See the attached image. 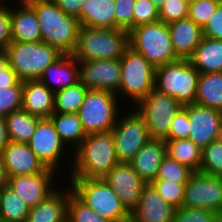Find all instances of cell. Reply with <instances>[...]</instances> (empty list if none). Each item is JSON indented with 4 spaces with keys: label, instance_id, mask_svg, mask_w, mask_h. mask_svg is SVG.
Returning a JSON list of instances; mask_svg holds the SVG:
<instances>
[{
    "label": "cell",
    "instance_id": "obj_1",
    "mask_svg": "<svg viewBox=\"0 0 222 222\" xmlns=\"http://www.w3.org/2000/svg\"><path fill=\"white\" fill-rule=\"evenodd\" d=\"M71 154L69 178H103L119 163L111 131L87 135Z\"/></svg>",
    "mask_w": 222,
    "mask_h": 222
},
{
    "label": "cell",
    "instance_id": "obj_2",
    "mask_svg": "<svg viewBox=\"0 0 222 222\" xmlns=\"http://www.w3.org/2000/svg\"><path fill=\"white\" fill-rule=\"evenodd\" d=\"M38 18L41 42L62 54H73L78 44L80 21L61 10L52 0H27Z\"/></svg>",
    "mask_w": 222,
    "mask_h": 222
},
{
    "label": "cell",
    "instance_id": "obj_3",
    "mask_svg": "<svg viewBox=\"0 0 222 222\" xmlns=\"http://www.w3.org/2000/svg\"><path fill=\"white\" fill-rule=\"evenodd\" d=\"M72 192L99 216L111 222H130V212L104 178H68Z\"/></svg>",
    "mask_w": 222,
    "mask_h": 222
},
{
    "label": "cell",
    "instance_id": "obj_4",
    "mask_svg": "<svg viewBox=\"0 0 222 222\" xmlns=\"http://www.w3.org/2000/svg\"><path fill=\"white\" fill-rule=\"evenodd\" d=\"M129 47V31L81 26L73 53L77 61L120 59Z\"/></svg>",
    "mask_w": 222,
    "mask_h": 222
},
{
    "label": "cell",
    "instance_id": "obj_5",
    "mask_svg": "<svg viewBox=\"0 0 222 222\" xmlns=\"http://www.w3.org/2000/svg\"><path fill=\"white\" fill-rule=\"evenodd\" d=\"M8 65L21 81L39 79L63 54L44 42H11L5 49Z\"/></svg>",
    "mask_w": 222,
    "mask_h": 222
},
{
    "label": "cell",
    "instance_id": "obj_6",
    "mask_svg": "<svg viewBox=\"0 0 222 222\" xmlns=\"http://www.w3.org/2000/svg\"><path fill=\"white\" fill-rule=\"evenodd\" d=\"M121 82L117 97L137 106L154 90L156 68L141 54L128 47L120 58ZM122 94V95H121ZM124 96V97H123ZM130 100V101H129Z\"/></svg>",
    "mask_w": 222,
    "mask_h": 222
},
{
    "label": "cell",
    "instance_id": "obj_7",
    "mask_svg": "<svg viewBox=\"0 0 222 222\" xmlns=\"http://www.w3.org/2000/svg\"><path fill=\"white\" fill-rule=\"evenodd\" d=\"M199 76L188 59H178L156 68L154 89L174 97L183 106L194 104Z\"/></svg>",
    "mask_w": 222,
    "mask_h": 222
},
{
    "label": "cell",
    "instance_id": "obj_8",
    "mask_svg": "<svg viewBox=\"0 0 222 222\" xmlns=\"http://www.w3.org/2000/svg\"><path fill=\"white\" fill-rule=\"evenodd\" d=\"M129 47L141 53L155 68L180 59L174 51L168 25L162 21L132 28Z\"/></svg>",
    "mask_w": 222,
    "mask_h": 222
},
{
    "label": "cell",
    "instance_id": "obj_9",
    "mask_svg": "<svg viewBox=\"0 0 222 222\" xmlns=\"http://www.w3.org/2000/svg\"><path fill=\"white\" fill-rule=\"evenodd\" d=\"M116 94L103 90H88L77 115L86 135L112 131L121 111Z\"/></svg>",
    "mask_w": 222,
    "mask_h": 222
},
{
    "label": "cell",
    "instance_id": "obj_10",
    "mask_svg": "<svg viewBox=\"0 0 222 222\" xmlns=\"http://www.w3.org/2000/svg\"><path fill=\"white\" fill-rule=\"evenodd\" d=\"M119 114L112 129L118 162L130 163L136 153L151 139L144 118L132 106ZM121 115V116H120Z\"/></svg>",
    "mask_w": 222,
    "mask_h": 222
},
{
    "label": "cell",
    "instance_id": "obj_11",
    "mask_svg": "<svg viewBox=\"0 0 222 222\" xmlns=\"http://www.w3.org/2000/svg\"><path fill=\"white\" fill-rule=\"evenodd\" d=\"M183 107L174 97L154 89L135 109L144 118L151 138L165 139L174 116Z\"/></svg>",
    "mask_w": 222,
    "mask_h": 222
},
{
    "label": "cell",
    "instance_id": "obj_12",
    "mask_svg": "<svg viewBox=\"0 0 222 222\" xmlns=\"http://www.w3.org/2000/svg\"><path fill=\"white\" fill-rule=\"evenodd\" d=\"M183 207H201L222 216V177L193 172L185 185Z\"/></svg>",
    "mask_w": 222,
    "mask_h": 222
},
{
    "label": "cell",
    "instance_id": "obj_13",
    "mask_svg": "<svg viewBox=\"0 0 222 222\" xmlns=\"http://www.w3.org/2000/svg\"><path fill=\"white\" fill-rule=\"evenodd\" d=\"M27 144L46 168L56 172L59 168L62 169L61 160L64 153L69 152V148L61 141L50 118H42L38 122L35 132Z\"/></svg>",
    "mask_w": 222,
    "mask_h": 222
},
{
    "label": "cell",
    "instance_id": "obj_14",
    "mask_svg": "<svg viewBox=\"0 0 222 222\" xmlns=\"http://www.w3.org/2000/svg\"><path fill=\"white\" fill-rule=\"evenodd\" d=\"M80 82L90 90L118 93L121 82L120 59L78 61Z\"/></svg>",
    "mask_w": 222,
    "mask_h": 222
},
{
    "label": "cell",
    "instance_id": "obj_15",
    "mask_svg": "<svg viewBox=\"0 0 222 222\" xmlns=\"http://www.w3.org/2000/svg\"><path fill=\"white\" fill-rule=\"evenodd\" d=\"M188 139L201 149L221 138L222 111L199 104L188 105Z\"/></svg>",
    "mask_w": 222,
    "mask_h": 222
},
{
    "label": "cell",
    "instance_id": "obj_16",
    "mask_svg": "<svg viewBox=\"0 0 222 222\" xmlns=\"http://www.w3.org/2000/svg\"><path fill=\"white\" fill-rule=\"evenodd\" d=\"M55 175H57L56 171L46 168L43 172L33 175L9 177L7 186L31 208L45 200L58 188L54 185Z\"/></svg>",
    "mask_w": 222,
    "mask_h": 222
},
{
    "label": "cell",
    "instance_id": "obj_17",
    "mask_svg": "<svg viewBox=\"0 0 222 222\" xmlns=\"http://www.w3.org/2000/svg\"><path fill=\"white\" fill-rule=\"evenodd\" d=\"M103 178L131 213L147 185L133 170L131 163L119 162Z\"/></svg>",
    "mask_w": 222,
    "mask_h": 222
},
{
    "label": "cell",
    "instance_id": "obj_18",
    "mask_svg": "<svg viewBox=\"0 0 222 222\" xmlns=\"http://www.w3.org/2000/svg\"><path fill=\"white\" fill-rule=\"evenodd\" d=\"M175 211L176 208L147 184L142 190L137 206L130 213V222H172Z\"/></svg>",
    "mask_w": 222,
    "mask_h": 222
},
{
    "label": "cell",
    "instance_id": "obj_19",
    "mask_svg": "<svg viewBox=\"0 0 222 222\" xmlns=\"http://www.w3.org/2000/svg\"><path fill=\"white\" fill-rule=\"evenodd\" d=\"M1 154L9 177L33 175L46 169L27 143L10 141Z\"/></svg>",
    "mask_w": 222,
    "mask_h": 222
},
{
    "label": "cell",
    "instance_id": "obj_20",
    "mask_svg": "<svg viewBox=\"0 0 222 222\" xmlns=\"http://www.w3.org/2000/svg\"><path fill=\"white\" fill-rule=\"evenodd\" d=\"M166 156L164 139L151 138L136 153L130 162L133 170L146 183L150 184L155 180L163 158Z\"/></svg>",
    "mask_w": 222,
    "mask_h": 222
},
{
    "label": "cell",
    "instance_id": "obj_21",
    "mask_svg": "<svg viewBox=\"0 0 222 222\" xmlns=\"http://www.w3.org/2000/svg\"><path fill=\"white\" fill-rule=\"evenodd\" d=\"M39 80L54 93L80 81L79 65L73 54H63L48 66Z\"/></svg>",
    "mask_w": 222,
    "mask_h": 222
},
{
    "label": "cell",
    "instance_id": "obj_22",
    "mask_svg": "<svg viewBox=\"0 0 222 222\" xmlns=\"http://www.w3.org/2000/svg\"><path fill=\"white\" fill-rule=\"evenodd\" d=\"M72 192L59 187L45 200L31 207L26 222H67L68 199Z\"/></svg>",
    "mask_w": 222,
    "mask_h": 222
},
{
    "label": "cell",
    "instance_id": "obj_23",
    "mask_svg": "<svg viewBox=\"0 0 222 222\" xmlns=\"http://www.w3.org/2000/svg\"><path fill=\"white\" fill-rule=\"evenodd\" d=\"M16 7L11 1L12 42H39L41 31L35 10L27 2ZM14 6V7H13Z\"/></svg>",
    "mask_w": 222,
    "mask_h": 222
},
{
    "label": "cell",
    "instance_id": "obj_24",
    "mask_svg": "<svg viewBox=\"0 0 222 222\" xmlns=\"http://www.w3.org/2000/svg\"><path fill=\"white\" fill-rule=\"evenodd\" d=\"M21 109L40 118H50L54 113V92L39 79L23 81Z\"/></svg>",
    "mask_w": 222,
    "mask_h": 222
},
{
    "label": "cell",
    "instance_id": "obj_25",
    "mask_svg": "<svg viewBox=\"0 0 222 222\" xmlns=\"http://www.w3.org/2000/svg\"><path fill=\"white\" fill-rule=\"evenodd\" d=\"M167 25L176 55L180 59H188L200 44L203 37L202 29L189 18Z\"/></svg>",
    "mask_w": 222,
    "mask_h": 222
},
{
    "label": "cell",
    "instance_id": "obj_26",
    "mask_svg": "<svg viewBox=\"0 0 222 222\" xmlns=\"http://www.w3.org/2000/svg\"><path fill=\"white\" fill-rule=\"evenodd\" d=\"M188 60L200 74L222 72V40L202 37Z\"/></svg>",
    "mask_w": 222,
    "mask_h": 222
},
{
    "label": "cell",
    "instance_id": "obj_27",
    "mask_svg": "<svg viewBox=\"0 0 222 222\" xmlns=\"http://www.w3.org/2000/svg\"><path fill=\"white\" fill-rule=\"evenodd\" d=\"M81 26L116 29L115 0H87L81 9Z\"/></svg>",
    "mask_w": 222,
    "mask_h": 222
},
{
    "label": "cell",
    "instance_id": "obj_28",
    "mask_svg": "<svg viewBox=\"0 0 222 222\" xmlns=\"http://www.w3.org/2000/svg\"><path fill=\"white\" fill-rule=\"evenodd\" d=\"M50 119L54 123L61 141L67 148L73 149L72 151H74L87 136L77 113L54 112L50 116Z\"/></svg>",
    "mask_w": 222,
    "mask_h": 222
},
{
    "label": "cell",
    "instance_id": "obj_29",
    "mask_svg": "<svg viewBox=\"0 0 222 222\" xmlns=\"http://www.w3.org/2000/svg\"><path fill=\"white\" fill-rule=\"evenodd\" d=\"M195 103L222 111V72L200 74Z\"/></svg>",
    "mask_w": 222,
    "mask_h": 222
},
{
    "label": "cell",
    "instance_id": "obj_30",
    "mask_svg": "<svg viewBox=\"0 0 222 222\" xmlns=\"http://www.w3.org/2000/svg\"><path fill=\"white\" fill-rule=\"evenodd\" d=\"M42 118L31 115L23 109L4 117L9 141L27 143Z\"/></svg>",
    "mask_w": 222,
    "mask_h": 222
},
{
    "label": "cell",
    "instance_id": "obj_31",
    "mask_svg": "<svg viewBox=\"0 0 222 222\" xmlns=\"http://www.w3.org/2000/svg\"><path fill=\"white\" fill-rule=\"evenodd\" d=\"M166 155L193 172L200 170L202 149L189 139L165 140Z\"/></svg>",
    "mask_w": 222,
    "mask_h": 222
},
{
    "label": "cell",
    "instance_id": "obj_32",
    "mask_svg": "<svg viewBox=\"0 0 222 222\" xmlns=\"http://www.w3.org/2000/svg\"><path fill=\"white\" fill-rule=\"evenodd\" d=\"M30 207L8 186L0 190V220L26 222Z\"/></svg>",
    "mask_w": 222,
    "mask_h": 222
},
{
    "label": "cell",
    "instance_id": "obj_33",
    "mask_svg": "<svg viewBox=\"0 0 222 222\" xmlns=\"http://www.w3.org/2000/svg\"><path fill=\"white\" fill-rule=\"evenodd\" d=\"M87 89L80 81L54 93V112L77 113L84 101Z\"/></svg>",
    "mask_w": 222,
    "mask_h": 222
},
{
    "label": "cell",
    "instance_id": "obj_34",
    "mask_svg": "<svg viewBox=\"0 0 222 222\" xmlns=\"http://www.w3.org/2000/svg\"><path fill=\"white\" fill-rule=\"evenodd\" d=\"M199 172L222 177V139L213 141L202 149Z\"/></svg>",
    "mask_w": 222,
    "mask_h": 222
},
{
    "label": "cell",
    "instance_id": "obj_35",
    "mask_svg": "<svg viewBox=\"0 0 222 222\" xmlns=\"http://www.w3.org/2000/svg\"><path fill=\"white\" fill-rule=\"evenodd\" d=\"M192 173L193 171L190 168L166 155L162 160L155 180L187 183Z\"/></svg>",
    "mask_w": 222,
    "mask_h": 222
},
{
    "label": "cell",
    "instance_id": "obj_36",
    "mask_svg": "<svg viewBox=\"0 0 222 222\" xmlns=\"http://www.w3.org/2000/svg\"><path fill=\"white\" fill-rule=\"evenodd\" d=\"M67 222H111L99 216L83 203L73 192L68 199Z\"/></svg>",
    "mask_w": 222,
    "mask_h": 222
},
{
    "label": "cell",
    "instance_id": "obj_37",
    "mask_svg": "<svg viewBox=\"0 0 222 222\" xmlns=\"http://www.w3.org/2000/svg\"><path fill=\"white\" fill-rule=\"evenodd\" d=\"M150 185L168 204L176 209L182 207L186 183H176L168 180H154Z\"/></svg>",
    "mask_w": 222,
    "mask_h": 222
},
{
    "label": "cell",
    "instance_id": "obj_38",
    "mask_svg": "<svg viewBox=\"0 0 222 222\" xmlns=\"http://www.w3.org/2000/svg\"><path fill=\"white\" fill-rule=\"evenodd\" d=\"M23 81L15 86L0 88V116L5 117L11 112L22 108Z\"/></svg>",
    "mask_w": 222,
    "mask_h": 222
},
{
    "label": "cell",
    "instance_id": "obj_39",
    "mask_svg": "<svg viewBox=\"0 0 222 222\" xmlns=\"http://www.w3.org/2000/svg\"><path fill=\"white\" fill-rule=\"evenodd\" d=\"M221 3L219 0H197L191 2L188 5V18L202 29Z\"/></svg>",
    "mask_w": 222,
    "mask_h": 222
},
{
    "label": "cell",
    "instance_id": "obj_40",
    "mask_svg": "<svg viewBox=\"0 0 222 222\" xmlns=\"http://www.w3.org/2000/svg\"><path fill=\"white\" fill-rule=\"evenodd\" d=\"M222 216L201 207H181L176 209L172 222H218Z\"/></svg>",
    "mask_w": 222,
    "mask_h": 222
},
{
    "label": "cell",
    "instance_id": "obj_41",
    "mask_svg": "<svg viewBox=\"0 0 222 222\" xmlns=\"http://www.w3.org/2000/svg\"><path fill=\"white\" fill-rule=\"evenodd\" d=\"M159 21V10L151 0H136L133 12V28Z\"/></svg>",
    "mask_w": 222,
    "mask_h": 222
},
{
    "label": "cell",
    "instance_id": "obj_42",
    "mask_svg": "<svg viewBox=\"0 0 222 222\" xmlns=\"http://www.w3.org/2000/svg\"><path fill=\"white\" fill-rule=\"evenodd\" d=\"M188 5L186 0H166L159 10V21L168 24L188 18Z\"/></svg>",
    "mask_w": 222,
    "mask_h": 222
},
{
    "label": "cell",
    "instance_id": "obj_43",
    "mask_svg": "<svg viewBox=\"0 0 222 222\" xmlns=\"http://www.w3.org/2000/svg\"><path fill=\"white\" fill-rule=\"evenodd\" d=\"M136 0H115L116 29L130 31L133 28V12Z\"/></svg>",
    "mask_w": 222,
    "mask_h": 222
},
{
    "label": "cell",
    "instance_id": "obj_44",
    "mask_svg": "<svg viewBox=\"0 0 222 222\" xmlns=\"http://www.w3.org/2000/svg\"><path fill=\"white\" fill-rule=\"evenodd\" d=\"M188 105H185L173 118L168 136L164 140L188 139Z\"/></svg>",
    "mask_w": 222,
    "mask_h": 222
},
{
    "label": "cell",
    "instance_id": "obj_45",
    "mask_svg": "<svg viewBox=\"0 0 222 222\" xmlns=\"http://www.w3.org/2000/svg\"><path fill=\"white\" fill-rule=\"evenodd\" d=\"M0 2V49L5 50L12 42L11 4Z\"/></svg>",
    "mask_w": 222,
    "mask_h": 222
},
{
    "label": "cell",
    "instance_id": "obj_46",
    "mask_svg": "<svg viewBox=\"0 0 222 222\" xmlns=\"http://www.w3.org/2000/svg\"><path fill=\"white\" fill-rule=\"evenodd\" d=\"M203 37L222 40V3L202 28Z\"/></svg>",
    "mask_w": 222,
    "mask_h": 222
},
{
    "label": "cell",
    "instance_id": "obj_47",
    "mask_svg": "<svg viewBox=\"0 0 222 222\" xmlns=\"http://www.w3.org/2000/svg\"><path fill=\"white\" fill-rule=\"evenodd\" d=\"M66 14L77 18L81 24V9L87 0H52Z\"/></svg>",
    "mask_w": 222,
    "mask_h": 222
},
{
    "label": "cell",
    "instance_id": "obj_48",
    "mask_svg": "<svg viewBox=\"0 0 222 222\" xmlns=\"http://www.w3.org/2000/svg\"><path fill=\"white\" fill-rule=\"evenodd\" d=\"M20 81L21 80L18 77V75L14 72V70L9 65L1 71V74H0V88L15 86Z\"/></svg>",
    "mask_w": 222,
    "mask_h": 222
},
{
    "label": "cell",
    "instance_id": "obj_49",
    "mask_svg": "<svg viewBox=\"0 0 222 222\" xmlns=\"http://www.w3.org/2000/svg\"><path fill=\"white\" fill-rule=\"evenodd\" d=\"M9 142L4 117L0 116V153Z\"/></svg>",
    "mask_w": 222,
    "mask_h": 222
},
{
    "label": "cell",
    "instance_id": "obj_50",
    "mask_svg": "<svg viewBox=\"0 0 222 222\" xmlns=\"http://www.w3.org/2000/svg\"><path fill=\"white\" fill-rule=\"evenodd\" d=\"M9 176L7 173L6 165L4 163L2 154L0 153V190L7 186Z\"/></svg>",
    "mask_w": 222,
    "mask_h": 222
},
{
    "label": "cell",
    "instance_id": "obj_51",
    "mask_svg": "<svg viewBox=\"0 0 222 222\" xmlns=\"http://www.w3.org/2000/svg\"><path fill=\"white\" fill-rule=\"evenodd\" d=\"M8 66V59L5 50L0 49V74Z\"/></svg>",
    "mask_w": 222,
    "mask_h": 222
},
{
    "label": "cell",
    "instance_id": "obj_52",
    "mask_svg": "<svg viewBox=\"0 0 222 222\" xmlns=\"http://www.w3.org/2000/svg\"><path fill=\"white\" fill-rule=\"evenodd\" d=\"M158 10L162 8L166 0H151Z\"/></svg>",
    "mask_w": 222,
    "mask_h": 222
},
{
    "label": "cell",
    "instance_id": "obj_53",
    "mask_svg": "<svg viewBox=\"0 0 222 222\" xmlns=\"http://www.w3.org/2000/svg\"><path fill=\"white\" fill-rule=\"evenodd\" d=\"M8 0H0V2H7ZM13 2H17V0L15 1V0H12ZM27 0H18V2L17 3H19V2H26Z\"/></svg>",
    "mask_w": 222,
    "mask_h": 222
},
{
    "label": "cell",
    "instance_id": "obj_54",
    "mask_svg": "<svg viewBox=\"0 0 222 222\" xmlns=\"http://www.w3.org/2000/svg\"><path fill=\"white\" fill-rule=\"evenodd\" d=\"M188 3L195 2L197 0H186Z\"/></svg>",
    "mask_w": 222,
    "mask_h": 222
}]
</instances>
